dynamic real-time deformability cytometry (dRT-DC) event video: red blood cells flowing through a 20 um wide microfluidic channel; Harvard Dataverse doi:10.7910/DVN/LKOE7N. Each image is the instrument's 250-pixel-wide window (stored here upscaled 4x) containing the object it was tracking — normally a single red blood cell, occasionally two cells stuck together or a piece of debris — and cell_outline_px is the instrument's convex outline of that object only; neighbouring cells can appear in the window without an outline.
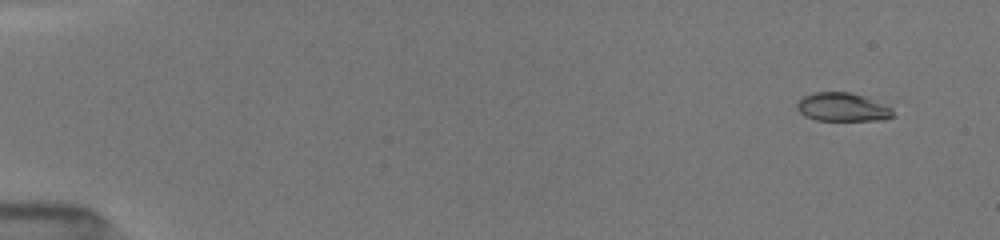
{"species": "common noctule bat (a hibernating species)", "species_latin": "Nyctalus noctula", "temperature_condition": "room temperature", "stored_images_in_passage": 25, "camera_frame_rate_fps": 3000, "um_per_image_px": 0.085, "animal": {"sex": "female", "body_mass_g": 19.5, "forearm_length_mm": 54.1}, "frame": {"image": 1, "passage_image": 4, "time_ms": 1.0, "image_size_px": [1000, 240], "cell_outline_px": [[896, 116], [880, 120], [816, 120], [804, 116], [796, 108], [796, 104], [804, 96], [812, 92], [848, 92], [864, 96], [892, 108]], "centroid_in_image_um": [71.61, 9.11], "position_along_channel_um": 13.4, "area_um2": 15.95}}
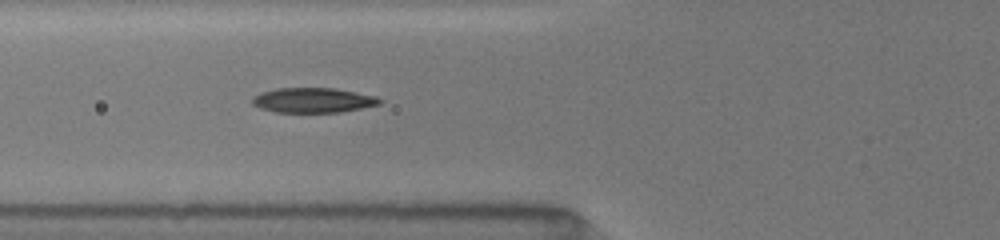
{"frame": {"image": 2, "passage_image": 19, "time_ms": 6.667, "image_size_px": [1000, 240], "cell_outline_px": [[384, 100], [380, 104], [340, 112], [276, 112], [260, 108], [252, 104], [252, 96], [260, 92], [276, 88], [336, 88], [376, 96]], "centroid_in_image_um": [26.6, 8.51], "position_along_channel_um": 99.2, "area_um2": 18.55}}
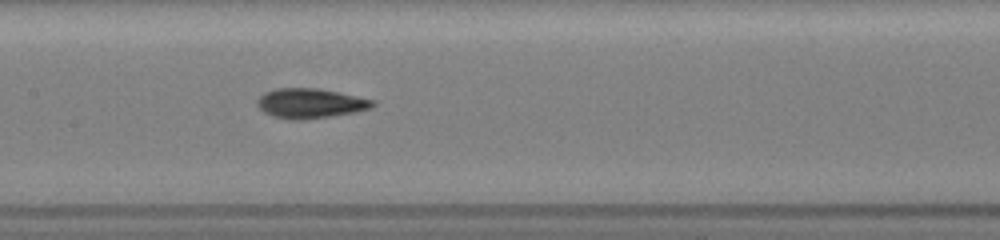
{"frame": {"image": 3, "passage_image": 25, "time_ms": 8.667, "image_size_px": [1000, 240], "cell_outline_px": [[376, 104], [372, 108], [356, 112], [304, 120], [288, 120], [272, 116], [264, 112], [256, 104], [256, 100], [264, 92], [276, 88], [320, 88], [376, 100]], "centroid_in_image_um": [26.38, 8.78], "position_along_channel_um": 181.0, "area_um2": 20.35}}